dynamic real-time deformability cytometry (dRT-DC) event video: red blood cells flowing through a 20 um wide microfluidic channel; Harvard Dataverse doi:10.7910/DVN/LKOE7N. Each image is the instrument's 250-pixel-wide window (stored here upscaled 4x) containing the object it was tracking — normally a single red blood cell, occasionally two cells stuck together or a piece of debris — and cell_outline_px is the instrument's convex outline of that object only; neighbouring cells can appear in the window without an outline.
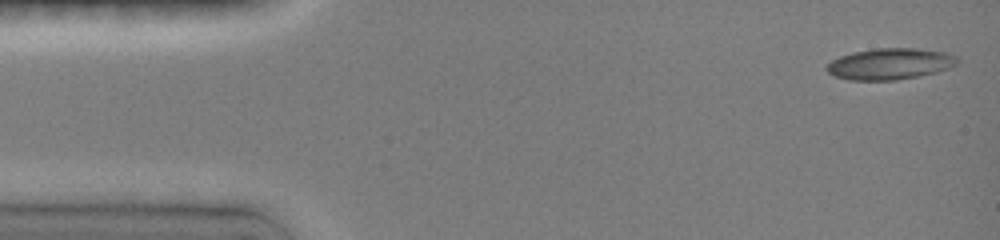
{"species": "common noctule bat (a hibernating species)", "species_latin": "Nyctalus noctula", "temperature_condition": "room temperature", "stored_images_in_passage": 7, "camera_frame_rate_fps": 3000, "um_per_image_px": 0.085, "animal": {"sex": "female", "body_mass_g": 19.0, "forearm_length_mm": 51.5}, "frame": {"image": 1, "passage_image": 1, "time_ms": 0.0, "image_size_px": [1000, 240], "cell_outline_px": [[960, 60], [956, 64], [948, 68], [936, 72], [896, 80], [848, 80], [836, 76], [828, 72], [824, 68], [832, 60], [840, 56], [852, 52], [876, 48], [916, 48], [944, 52], [956, 56]], "centroid_in_image_um": [75.63, 5.42], "position_along_channel_um": 9.4, "area_um2": 23.7}}
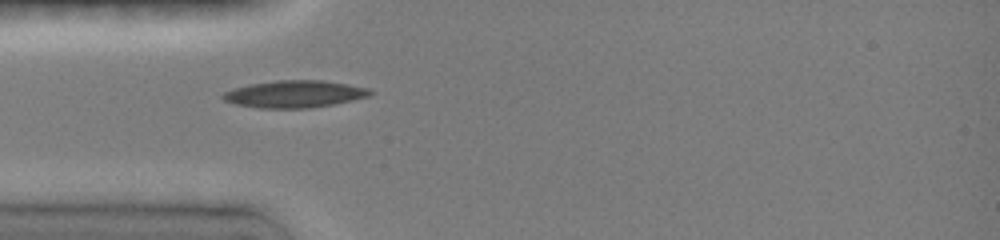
{"frame": {"image": 2, "passage_image": 6, "time_ms": 4.0, "image_size_px": [1000, 240], "cell_outline_px": [[372, 92], [368, 96], [352, 100], [332, 104], [308, 108], [260, 108], [236, 104], [224, 100], [220, 96], [224, 92], [236, 88], [252, 84], [276, 80], [320, 80], [368, 88]], "centroid_in_image_um": [25.0, 7.99], "position_along_channel_um": 60.0, "area_um2": 22.83}}